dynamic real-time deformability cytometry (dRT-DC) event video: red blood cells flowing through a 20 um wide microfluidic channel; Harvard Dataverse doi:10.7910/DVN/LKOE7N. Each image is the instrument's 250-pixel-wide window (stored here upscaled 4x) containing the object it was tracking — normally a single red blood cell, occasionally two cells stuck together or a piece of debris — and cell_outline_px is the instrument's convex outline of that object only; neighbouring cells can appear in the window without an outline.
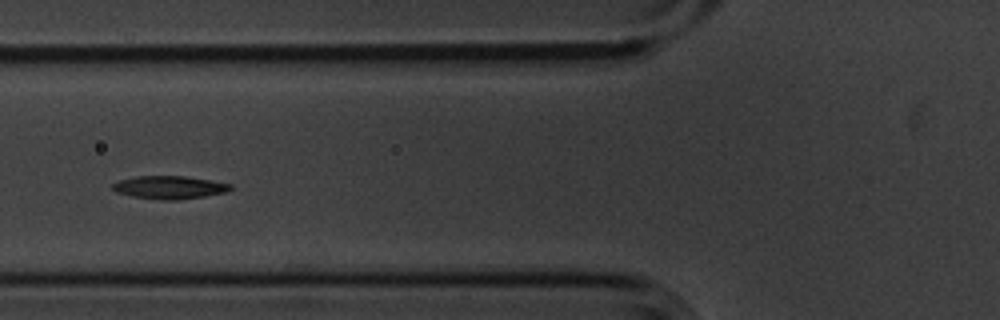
{"species": "common noctule bat (a hibernating species)", "species_latin": "Nyctalus noctula", "temperature_condition": "cold", "stored_images_in_passage": 15, "camera_frame_rate_fps": 3000, "um_per_image_px": 0.085, "animal": {"sex": "male", "body_mass_g": 20.1, "forearm_length_mm": 53.5}, "frame": {"image": 1, "passage_image": 5, "time_ms": 1.333, "image_size_px": [1000, 320], "cell_outline_px": [[232, 188], [224, 192], [204, 196], [176, 200], [160, 200], [132, 196], [116, 192], [112, 188], [112, 184], [120, 180], [136, 176], [184, 176], [232, 184]], "centroid_in_image_um": [14.37, 15.93], "position_along_channel_um": 111.4, "area_um2": 15.61}}
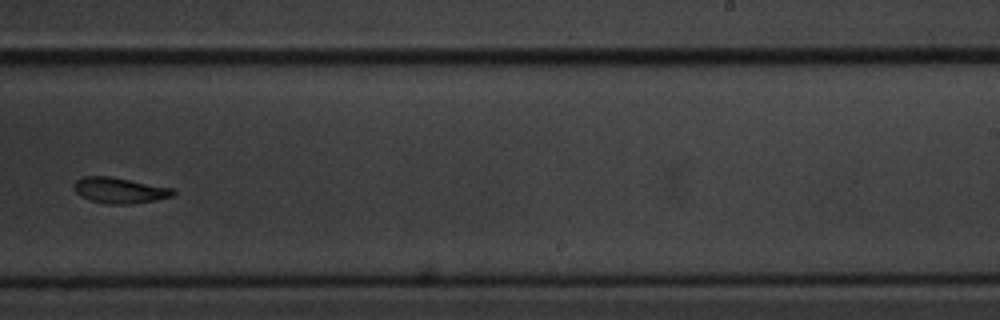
{"frame": {"image": 2, "passage_image": 9, "time_ms": 2.667, "image_size_px": [1000, 320], "cell_outline_px": [[176, 192], [172, 196], [156, 200], [128, 204], [108, 204], [92, 200], [76, 192], [72, 188], [72, 184], [76, 180], [84, 176], [108, 176], [176, 188]], "centroid_in_image_um": [10.2, 16.17], "position_along_channel_um": 278.8, "area_um2": 14.85}}
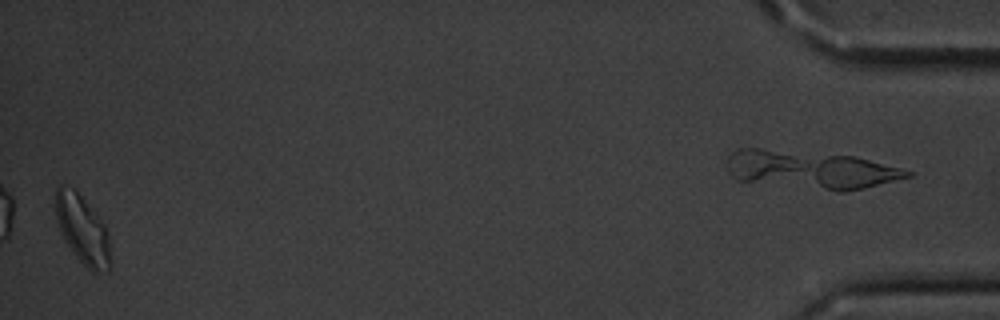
{"frame": {"image": 3, "passage_image": 14, "time_ms": 4.333, "image_size_px": [1000, 320], "cell_outline_px": [[112, 264], [108, 272], [92, 272], [76, 256], [64, 240], [60, 232], [56, 216], [56, 188], [60, 184], [76, 188], [104, 224], [108, 236]], "centroid_in_image_um": [7.03, 19.52], "position_along_channel_um": 428.2, "area_um2": 22.08}}